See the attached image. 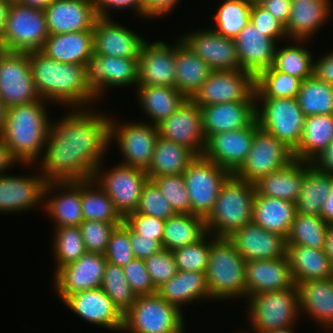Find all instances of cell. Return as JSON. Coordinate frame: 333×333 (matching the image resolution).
<instances>
[{"label":"cell","mask_w":333,"mask_h":333,"mask_svg":"<svg viewBox=\"0 0 333 333\" xmlns=\"http://www.w3.org/2000/svg\"><path fill=\"white\" fill-rule=\"evenodd\" d=\"M98 17L110 18L109 9H133L136 16L144 18L142 0H92Z\"/></svg>","instance_id":"be15d7a7"},{"label":"cell","mask_w":333,"mask_h":333,"mask_svg":"<svg viewBox=\"0 0 333 333\" xmlns=\"http://www.w3.org/2000/svg\"><path fill=\"white\" fill-rule=\"evenodd\" d=\"M252 3L248 0H225L213 15L216 33L235 39L239 32L250 22Z\"/></svg>","instance_id":"c3c4849f"},{"label":"cell","mask_w":333,"mask_h":333,"mask_svg":"<svg viewBox=\"0 0 333 333\" xmlns=\"http://www.w3.org/2000/svg\"><path fill=\"white\" fill-rule=\"evenodd\" d=\"M333 141V115L305 117L302 138L295 159L310 162Z\"/></svg>","instance_id":"b9f144b4"},{"label":"cell","mask_w":333,"mask_h":333,"mask_svg":"<svg viewBox=\"0 0 333 333\" xmlns=\"http://www.w3.org/2000/svg\"><path fill=\"white\" fill-rule=\"evenodd\" d=\"M130 242L134 258L146 259L163 249L162 244L153 237H143L130 227Z\"/></svg>","instance_id":"e7e4bbea"},{"label":"cell","mask_w":333,"mask_h":333,"mask_svg":"<svg viewBox=\"0 0 333 333\" xmlns=\"http://www.w3.org/2000/svg\"><path fill=\"white\" fill-rule=\"evenodd\" d=\"M101 288L124 315L136 301V295L126 280L121 266L107 262Z\"/></svg>","instance_id":"816d5d0a"},{"label":"cell","mask_w":333,"mask_h":333,"mask_svg":"<svg viewBox=\"0 0 333 333\" xmlns=\"http://www.w3.org/2000/svg\"><path fill=\"white\" fill-rule=\"evenodd\" d=\"M175 43V88L188 100L199 91L212 70L180 38Z\"/></svg>","instance_id":"836d02e7"},{"label":"cell","mask_w":333,"mask_h":333,"mask_svg":"<svg viewBox=\"0 0 333 333\" xmlns=\"http://www.w3.org/2000/svg\"><path fill=\"white\" fill-rule=\"evenodd\" d=\"M254 184L231 174L223 183L212 211L204 219L207 233L229 237L252 222Z\"/></svg>","instance_id":"277c9868"},{"label":"cell","mask_w":333,"mask_h":333,"mask_svg":"<svg viewBox=\"0 0 333 333\" xmlns=\"http://www.w3.org/2000/svg\"><path fill=\"white\" fill-rule=\"evenodd\" d=\"M255 134V120L247 127L211 135L203 157L235 174L248 157Z\"/></svg>","instance_id":"d6986e66"},{"label":"cell","mask_w":333,"mask_h":333,"mask_svg":"<svg viewBox=\"0 0 333 333\" xmlns=\"http://www.w3.org/2000/svg\"><path fill=\"white\" fill-rule=\"evenodd\" d=\"M135 213L154 216L164 220L176 214L170 203L151 179H148L143 186L139 205Z\"/></svg>","instance_id":"11a10c76"},{"label":"cell","mask_w":333,"mask_h":333,"mask_svg":"<svg viewBox=\"0 0 333 333\" xmlns=\"http://www.w3.org/2000/svg\"><path fill=\"white\" fill-rule=\"evenodd\" d=\"M212 71L239 70L235 39L226 38L211 28L199 29L179 37Z\"/></svg>","instance_id":"ffe728a7"},{"label":"cell","mask_w":333,"mask_h":333,"mask_svg":"<svg viewBox=\"0 0 333 333\" xmlns=\"http://www.w3.org/2000/svg\"><path fill=\"white\" fill-rule=\"evenodd\" d=\"M246 261L228 237L211 234L206 284L211 299L246 298Z\"/></svg>","instance_id":"5b68a950"},{"label":"cell","mask_w":333,"mask_h":333,"mask_svg":"<svg viewBox=\"0 0 333 333\" xmlns=\"http://www.w3.org/2000/svg\"><path fill=\"white\" fill-rule=\"evenodd\" d=\"M53 234V256L57 263L55 271L87 252L79 226L56 227Z\"/></svg>","instance_id":"f907efd6"},{"label":"cell","mask_w":333,"mask_h":333,"mask_svg":"<svg viewBox=\"0 0 333 333\" xmlns=\"http://www.w3.org/2000/svg\"><path fill=\"white\" fill-rule=\"evenodd\" d=\"M321 217L326 221L328 225L333 224V187L328 195V198L323 203Z\"/></svg>","instance_id":"8c879c8a"},{"label":"cell","mask_w":333,"mask_h":333,"mask_svg":"<svg viewBox=\"0 0 333 333\" xmlns=\"http://www.w3.org/2000/svg\"><path fill=\"white\" fill-rule=\"evenodd\" d=\"M124 221L143 237H153L162 244L166 220L140 213L129 214Z\"/></svg>","instance_id":"6125c7cd"},{"label":"cell","mask_w":333,"mask_h":333,"mask_svg":"<svg viewBox=\"0 0 333 333\" xmlns=\"http://www.w3.org/2000/svg\"><path fill=\"white\" fill-rule=\"evenodd\" d=\"M184 315L157 293L136 297L123 315V332L178 333L184 328Z\"/></svg>","instance_id":"52a82bcc"},{"label":"cell","mask_w":333,"mask_h":333,"mask_svg":"<svg viewBox=\"0 0 333 333\" xmlns=\"http://www.w3.org/2000/svg\"><path fill=\"white\" fill-rule=\"evenodd\" d=\"M118 225L109 222L84 220L79 228L83 236L87 252L104 255L111 233Z\"/></svg>","instance_id":"6f0895ef"},{"label":"cell","mask_w":333,"mask_h":333,"mask_svg":"<svg viewBox=\"0 0 333 333\" xmlns=\"http://www.w3.org/2000/svg\"><path fill=\"white\" fill-rule=\"evenodd\" d=\"M314 61L313 75L318 80L333 85V51Z\"/></svg>","instance_id":"003e7915"},{"label":"cell","mask_w":333,"mask_h":333,"mask_svg":"<svg viewBox=\"0 0 333 333\" xmlns=\"http://www.w3.org/2000/svg\"><path fill=\"white\" fill-rule=\"evenodd\" d=\"M144 18L154 19L167 15L174 10L181 0H142Z\"/></svg>","instance_id":"03108f58"},{"label":"cell","mask_w":333,"mask_h":333,"mask_svg":"<svg viewBox=\"0 0 333 333\" xmlns=\"http://www.w3.org/2000/svg\"><path fill=\"white\" fill-rule=\"evenodd\" d=\"M292 328H294V327H288V328H284V329L272 330V331L265 332V333H295L293 331L295 329H292Z\"/></svg>","instance_id":"b9fcfbb0"},{"label":"cell","mask_w":333,"mask_h":333,"mask_svg":"<svg viewBox=\"0 0 333 333\" xmlns=\"http://www.w3.org/2000/svg\"><path fill=\"white\" fill-rule=\"evenodd\" d=\"M333 187V175L316 171L305 161V176L295 202L297 213L321 216L323 203Z\"/></svg>","instance_id":"ab89813d"},{"label":"cell","mask_w":333,"mask_h":333,"mask_svg":"<svg viewBox=\"0 0 333 333\" xmlns=\"http://www.w3.org/2000/svg\"><path fill=\"white\" fill-rule=\"evenodd\" d=\"M302 80L272 66L255 78V98H297Z\"/></svg>","instance_id":"681fc988"},{"label":"cell","mask_w":333,"mask_h":333,"mask_svg":"<svg viewBox=\"0 0 333 333\" xmlns=\"http://www.w3.org/2000/svg\"><path fill=\"white\" fill-rule=\"evenodd\" d=\"M228 239L245 261L268 260L286 256V238L263 229L254 222L234 231Z\"/></svg>","instance_id":"d4e9b609"},{"label":"cell","mask_w":333,"mask_h":333,"mask_svg":"<svg viewBox=\"0 0 333 333\" xmlns=\"http://www.w3.org/2000/svg\"><path fill=\"white\" fill-rule=\"evenodd\" d=\"M41 52L61 63L85 65L94 52L93 30L49 35Z\"/></svg>","instance_id":"e575fe53"},{"label":"cell","mask_w":333,"mask_h":333,"mask_svg":"<svg viewBox=\"0 0 333 333\" xmlns=\"http://www.w3.org/2000/svg\"><path fill=\"white\" fill-rule=\"evenodd\" d=\"M207 234L204 218L194 214H175L164 225L162 247L169 251L198 242Z\"/></svg>","instance_id":"7bdbcfd3"},{"label":"cell","mask_w":333,"mask_h":333,"mask_svg":"<svg viewBox=\"0 0 333 333\" xmlns=\"http://www.w3.org/2000/svg\"><path fill=\"white\" fill-rule=\"evenodd\" d=\"M81 205L83 220L109 222L118 226L124 223L113 201L93 179L81 181Z\"/></svg>","instance_id":"ee69618b"},{"label":"cell","mask_w":333,"mask_h":333,"mask_svg":"<svg viewBox=\"0 0 333 333\" xmlns=\"http://www.w3.org/2000/svg\"><path fill=\"white\" fill-rule=\"evenodd\" d=\"M196 155L183 145L158 136L148 177L183 174Z\"/></svg>","instance_id":"60d3db41"},{"label":"cell","mask_w":333,"mask_h":333,"mask_svg":"<svg viewBox=\"0 0 333 333\" xmlns=\"http://www.w3.org/2000/svg\"><path fill=\"white\" fill-rule=\"evenodd\" d=\"M255 99L258 126L295 151L300 144L305 121L297 99L286 97ZM261 103L262 107L259 106Z\"/></svg>","instance_id":"9c48e42d"},{"label":"cell","mask_w":333,"mask_h":333,"mask_svg":"<svg viewBox=\"0 0 333 333\" xmlns=\"http://www.w3.org/2000/svg\"><path fill=\"white\" fill-rule=\"evenodd\" d=\"M44 13L49 35L93 30L98 18L92 0H53Z\"/></svg>","instance_id":"484cf974"},{"label":"cell","mask_w":333,"mask_h":333,"mask_svg":"<svg viewBox=\"0 0 333 333\" xmlns=\"http://www.w3.org/2000/svg\"><path fill=\"white\" fill-rule=\"evenodd\" d=\"M297 214L294 202L254 195L252 222L263 229L287 237Z\"/></svg>","instance_id":"8d00e7d4"},{"label":"cell","mask_w":333,"mask_h":333,"mask_svg":"<svg viewBox=\"0 0 333 333\" xmlns=\"http://www.w3.org/2000/svg\"><path fill=\"white\" fill-rule=\"evenodd\" d=\"M44 99L6 108L4 130L0 137L20 164L36 163L43 156L50 130ZM49 119V120H48Z\"/></svg>","instance_id":"3957f363"},{"label":"cell","mask_w":333,"mask_h":333,"mask_svg":"<svg viewBox=\"0 0 333 333\" xmlns=\"http://www.w3.org/2000/svg\"><path fill=\"white\" fill-rule=\"evenodd\" d=\"M240 70L252 74L255 78L273 64L278 43L264 36L251 21L242 28L235 38Z\"/></svg>","instance_id":"f1b7e54d"},{"label":"cell","mask_w":333,"mask_h":333,"mask_svg":"<svg viewBox=\"0 0 333 333\" xmlns=\"http://www.w3.org/2000/svg\"><path fill=\"white\" fill-rule=\"evenodd\" d=\"M49 36L44 10L11 2L0 49L12 52L41 51Z\"/></svg>","instance_id":"ba28073f"},{"label":"cell","mask_w":333,"mask_h":333,"mask_svg":"<svg viewBox=\"0 0 333 333\" xmlns=\"http://www.w3.org/2000/svg\"><path fill=\"white\" fill-rule=\"evenodd\" d=\"M310 164L316 171L333 175V141Z\"/></svg>","instance_id":"89a4df30"},{"label":"cell","mask_w":333,"mask_h":333,"mask_svg":"<svg viewBox=\"0 0 333 333\" xmlns=\"http://www.w3.org/2000/svg\"><path fill=\"white\" fill-rule=\"evenodd\" d=\"M250 21L258 27L264 36L273 39L275 42L288 39L285 25L260 4H252Z\"/></svg>","instance_id":"94428289"},{"label":"cell","mask_w":333,"mask_h":333,"mask_svg":"<svg viewBox=\"0 0 333 333\" xmlns=\"http://www.w3.org/2000/svg\"><path fill=\"white\" fill-rule=\"evenodd\" d=\"M110 120V145L117 142L123 160L120 164L147 170L158 139V128L150 122L120 123Z\"/></svg>","instance_id":"8fae6325"},{"label":"cell","mask_w":333,"mask_h":333,"mask_svg":"<svg viewBox=\"0 0 333 333\" xmlns=\"http://www.w3.org/2000/svg\"><path fill=\"white\" fill-rule=\"evenodd\" d=\"M122 268L127 282L137 297L157 293V289L147 272L144 259L134 258Z\"/></svg>","instance_id":"91938a15"},{"label":"cell","mask_w":333,"mask_h":333,"mask_svg":"<svg viewBox=\"0 0 333 333\" xmlns=\"http://www.w3.org/2000/svg\"><path fill=\"white\" fill-rule=\"evenodd\" d=\"M157 294L180 311L182 304L195 300L211 299L206 284L205 273L178 271L169 281L157 289ZM198 300V301H197Z\"/></svg>","instance_id":"74e56055"},{"label":"cell","mask_w":333,"mask_h":333,"mask_svg":"<svg viewBox=\"0 0 333 333\" xmlns=\"http://www.w3.org/2000/svg\"><path fill=\"white\" fill-rule=\"evenodd\" d=\"M300 313L333 331V278L296 283ZM320 324V326H319Z\"/></svg>","instance_id":"4dcf8cb0"},{"label":"cell","mask_w":333,"mask_h":333,"mask_svg":"<svg viewBox=\"0 0 333 333\" xmlns=\"http://www.w3.org/2000/svg\"><path fill=\"white\" fill-rule=\"evenodd\" d=\"M136 90L139 106L154 126L172 115L187 100L175 87L137 85Z\"/></svg>","instance_id":"f35d334b"},{"label":"cell","mask_w":333,"mask_h":333,"mask_svg":"<svg viewBox=\"0 0 333 333\" xmlns=\"http://www.w3.org/2000/svg\"><path fill=\"white\" fill-rule=\"evenodd\" d=\"M325 252L333 264V224H329Z\"/></svg>","instance_id":"11e5206c"},{"label":"cell","mask_w":333,"mask_h":333,"mask_svg":"<svg viewBox=\"0 0 333 333\" xmlns=\"http://www.w3.org/2000/svg\"><path fill=\"white\" fill-rule=\"evenodd\" d=\"M255 77L243 70L212 71L191 99L200 106L226 102H256Z\"/></svg>","instance_id":"9a60e30c"},{"label":"cell","mask_w":333,"mask_h":333,"mask_svg":"<svg viewBox=\"0 0 333 333\" xmlns=\"http://www.w3.org/2000/svg\"><path fill=\"white\" fill-rule=\"evenodd\" d=\"M284 25L290 16L291 0H263L259 3Z\"/></svg>","instance_id":"a7ac6f4b"},{"label":"cell","mask_w":333,"mask_h":333,"mask_svg":"<svg viewBox=\"0 0 333 333\" xmlns=\"http://www.w3.org/2000/svg\"><path fill=\"white\" fill-rule=\"evenodd\" d=\"M28 57L33 80L42 99L70 109L92 108L89 105L97 103L86 80L85 65L61 63L41 51L28 52Z\"/></svg>","instance_id":"7a4b0ae2"},{"label":"cell","mask_w":333,"mask_h":333,"mask_svg":"<svg viewBox=\"0 0 333 333\" xmlns=\"http://www.w3.org/2000/svg\"><path fill=\"white\" fill-rule=\"evenodd\" d=\"M296 99L305 117L333 115V85L314 75L302 81Z\"/></svg>","instance_id":"bcb514c9"},{"label":"cell","mask_w":333,"mask_h":333,"mask_svg":"<svg viewBox=\"0 0 333 333\" xmlns=\"http://www.w3.org/2000/svg\"><path fill=\"white\" fill-rule=\"evenodd\" d=\"M245 272L246 299L261 292L296 287L287 255L268 260L246 261Z\"/></svg>","instance_id":"83f0119b"},{"label":"cell","mask_w":333,"mask_h":333,"mask_svg":"<svg viewBox=\"0 0 333 333\" xmlns=\"http://www.w3.org/2000/svg\"><path fill=\"white\" fill-rule=\"evenodd\" d=\"M331 5V0H291L290 16L285 25L288 39H313L314 33L330 18Z\"/></svg>","instance_id":"1f68e13d"},{"label":"cell","mask_w":333,"mask_h":333,"mask_svg":"<svg viewBox=\"0 0 333 333\" xmlns=\"http://www.w3.org/2000/svg\"><path fill=\"white\" fill-rule=\"evenodd\" d=\"M55 189H59V192L62 189L60 195L54 192L50 197ZM43 203H45L43 204L44 210L52 221H55V227L80 226L84 221L81 205V181H47Z\"/></svg>","instance_id":"4316f807"},{"label":"cell","mask_w":333,"mask_h":333,"mask_svg":"<svg viewBox=\"0 0 333 333\" xmlns=\"http://www.w3.org/2000/svg\"><path fill=\"white\" fill-rule=\"evenodd\" d=\"M19 161L13 156L7 145L0 138V176L4 175L8 168L16 165Z\"/></svg>","instance_id":"2644e50d"},{"label":"cell","mask_w":333,"mask_h":333,"mask_svg":"<svg viewBox=\"0 0 333 333\" xmlns=\"http://www.w3.org/2000/svg\"><path fill=\"white\" fill-rule=\"evenodd\" d=\"M154 287L158 289L178 273L175 257L172 251L162 249L154 255L144 259Z\"/></svg>","instance_id":"680465c9"},{"label":"cell","mask_w":333,"mask_h":333,"mask_svg":"<svg viewBox=\"0 0 333 333\" xmlns=\"http://www.w3.org/2000/svg\"><path fill=\"white\" fill-rule=\"evenodd\" d=\"M210 237L211 234L207 233L198 242L172 251L178 271L202 272L206 274L211 249Z\"/></svg>","instance_id":"f5cc1de1"},{"label":"cell","mask_w":333,"mask_h":333,"mask_svg":"<svg viewBox=\"0 0 333 333\" xmlns=\"http://www.w3.org/2000/svg\"><path fill=\"white\" fill-rule=\"evenodd\" d=\"M294 151L275 136L258 126L255 119L254 140L248 157L235 175L247 182L255 183L266 176L290 164Z\"/></svg>","instance_id":"4fadbf2b"},{"label":"cell","mask_w":333,"mask_h":333,"mask_svg":"<svg viewBox=\"0 0 333 333\" xmlns=\"http://www.w3.org/2000/svg\"><path fill=\"white\" fill-rule=\"evenodd\" d=\"M70 111L50 124L39 162L46 181L91 180L110 145V116L90 108Z\"/></svg>","instance_id":"6da1fadb"},{"label":"cell","mask_w":333,"mask_h":333,"mask_svg":"<svg viewBox=\"0 0 333 333\" xmlns=\"http://www.w3.org/2000/svg\"><path fill=\"white\" fill-rule=\"evenodd\" d=\"M10 4L11 2L8 0H0V40L2 39L6 28Z\"/></svg>","instance_id":"753ad0ef"},{"label":"cell","mask_w":333,"mask_h":333,"mask_svg":"<svg viewBox=\"0 0 333 333\" xmlns=\"http://www.w3.org/2000/svg\"><path fill=\"white\" fill-rule=\"evenodd\" d=\"M0 99L6 108L42 99L33 80L27 52L0 49Z\"/></svg>","instance_id":"5bb4252c"},{"label":"cell","mask_w":333,"mask_h":333,"mask_svg":"<svg viewBox=\"0 0 333 333\" xmlns=\"http://www.w3.org/2000/svg\"><path fill=\"white\" fill-rule=\"evenodd\" d=\"M47 181L40 175H1L0 212L21 213L36 206H43Z\"/></svg>","instance_id":"603a6c76"},{"label":"cell","mask_w":333,"mask_h":333,"mask_svg":"<svg viewBox=\"0 0 333 333\" xmlns=\"http://www.w3.org/2000/svg\"><path fill=\"white\" fill-rule=\"evenodd\" d=\"M62 303L83 320L122 332L123 314L102 288L73 293Z\"/></svg>","instance_id":"44dd1931"},{"label":"cell","mask_w":333,"mask_h":333,"mask_svg":"<svg viewBox=\"0 0 333 333\" xmlns=\"http://www.w3.org/2000/svg\"><path fill=\"white\" fill-rule=\"evenodd\" d=\"M85 73L87 83L98 99L108 87L137 86L138 58H119L93 52L87 58Z\"/></svg>","instance_id":"2e32d148"},{"label":"cell","mask_w":333,"mask_h":333,"mask_svg":"<svg viewBox=\"0 0 333 333\" xmlns=\"http://www.w3.org/2000/svg\"><path fill=\"white\" fill-rule=\"evenodd\" d=\"M206 140L214 134L237 131L256 119V102H226L200 106Z\"/></svg>","instance_id":"f546056e"},{"label":"cell","mask_w":333,"mask_h":333,"mask_svg":"<svg viewBox=\"0 0 333 333\" xmlns=\"http://www.w3.org/2000/svg\"><path fill=\"white\" fill-rule=\"evenodd\" d=\"M328 227L321 216L297 213L286 237V245L325 249Z\"/></svg>","instance_id":"7dc6e473"},{"label":"cell","mask_w":333,"mask_h":333,"mask_svg":"<svg viewBox=\"0 0 333 333\" xmlns=\"http://www.w3.org/2000/svg\"><path fill=\"white\" fill-rule=\"evenodd\" d=\"M106 264L104 255L85 252L78 260L58 268L53 286L60 301L76 292L101 288Z\"/></svg>","instance_id":"e0dca14e"},{"label":"cell","mask_w":333,"mask_h":333,"mask_svg":"<svg viewBox=\"0 0 333 333\" xmlns=\"http://www.w3.org/2000/svg\"><path fill=\"white\" fill-rule=\"evenodd\" d=\"M286 255L295 283L333 278V264L325 249L287 245Z\"/></svg>","instance_id":"d590c367"},{"label":"cell","mask_w":333,"mask_h":333,"mask_svg":"<svg viewBox=\"0 0 333 333\" xmlns=\"http://www.w3.org/2000/svg\"><path fill=\"white\" fill-rule=\"evenodd\" d=\"M294 44L276 46L272 67L277 71L297 77L302 81L313 76L314 58L303 45L309 40H291ZM299 43V44H298ZM303 44V45H302ZM278 47V48H277Z\"/></svg>","instance_id":"f6af8a7d"},{"label":"cell","mask_w":333,"mask_h":333,"mask_svg":"<svg viewBox=\"0 0 333 333\" xmlns=\"http://www.w3.org/2000/svg\"><path fill=\"white\" fill-rule=\"evenodd\" d=\"M158 135L185 146L196 156H202L206 138L202 129L200 107L186 100L172 115L157 125Z\"/></svg>","instance_id":"ac0fdd59"},{"label":"cell","mask_w":333,"mask_h":333,"mask_svg":"<svg viewBox=\"0 0 333 333\" xmlns=\"http://www.w3.org/2000/svg\"><path fill=\"white\" fill-rule=\"evenodd\" d=\"M145 41L138 57L137 85L175 87V45Z\"/></svg>","instance_id":"7402d4cb"},{"label":"cell","mask_w":333,"mask_h":333,"mask_svg":"<svg viewBox=\"0 0 333 333\" xmlns=\"http://www.w3.org/2000/svg\"><path fill=\"white\" fill-rule=\"evenodd\" d=\"M250 3L252 4H259L261 3L263 0H248Z\"/></svg>","instance_id":"09005b40"},{"label":"cell","mask_w":333,"mask_h":333,"mask_svg":"<svg viewBox=\"0 0 333 333\" xmlns=\"http://www.w3.org/2000/svg\"><path fill=\"white\" fill-rule=\"evenodd\" d=\"M146 40L111 17H98L93 27L94 52L119 58H138Z\"/></svg>","instance_id":"cb8c5ba5"},{"label":"cell","mask_w":333,"mask_h":333,"mask_svg":"<svg viewBox=\"0 0 333 333\" xmlns=\"http://www.w3.org/2000/svg\"><path fill=\"white\" fill-rule=\"evenodd\" d=\"M248 298V320L254 333L294 327L299 315V301L296 287L281 291H266ZM252 331V333H253ZM250 333V332H248Z\"/></svg>","instance_id":"8992f818"},{"label":"cell","mask_w":333,"mask_h":333,"mask_svg":"<svg viewBox=\"0 0 333 333\" xmlns=\"http://www.w3.org/2000/svg\"><path fill=\"white\" fill-rule=\"evenodd\" d=\"M230 175L229 171L216 163L203 156H196L183 172L190 196L191 214L205 219L212 211L223 183Z\"/></svg>","instance_id":"7c38bea8"},{"label":"cell","mask_w":333,"mask_h":333,"mask_svg":"<svg viewBox=\"0 0 333 333\" xmlns=\"http://www.w3.org/2000/svg\"><path fill=\"white\" fill-rule=\"evenodd\" d=\"M305 176V161L293 160L276 172L262 176L254 184L255 194L296 202Z\"/></svg>","instance_id":"d6a6232c"},{"label":"cell","mask_w":333,"mask_h":333,"mask_svg":"<svg viewBox=\"0 0 333 333\" xmlns=\"http://www.w3.org/2000/svg\"><path fill=\"white\" fill-rule=\"evenodd\" d=\"M53 0H16V2L31 8L45 10Z\"/></svg>","instance_id":"34e18365"},{"label":"cell","mask_w":333,"mask_h":333,"mask_svg":"<svg viewBox=\"0 0 333 333\" xmlns=\"http://www.w3.org/2000/svg\"><path fill=\"white\" fill-rule=\"evenodd\" d=\"M184 329H186L185 327L184 328H182L178 333H184L185 332V330Z\"/></svg>","instance_id":"979ff035"},{"label":"cell","mask_w":333,"mask_h":333,"mask_svg":"<svg viewBox=\"0 0 333 333\" xmlns=\"http://www.w3.org/2000/svg\"><path fill=\"white\" fill-rule=\"evenodd\" d=\"M101 166L103 162L95 170L92 179L110 197L125 219L137 210L143 186L149 179L148 174L145 170L120 162L107 171Z\"/></svg>","instance_id":"30bf717a"},{"label":"cell","mask_w":333,"mask_h":333,"mask_svg":"<svg viewBox=\"0 0 333 333\" xmlns=\"http://www.w3.org/2000/svg\"><path fill=\"white\" fill-rule=\"evenodd\" d=\"M149 179L157 185L176 214H191L190 196L183 174L162 175Z\"/></svg>","instance_id":"db71d44e"},{"label":"cell","mask_w":333,"mask_h":333,"mask_svg":"<svg viewBox=\"0 0 333 333\" xmlns=\"http://www.w3.org/2000/svg\"><path fill=\"white\" fill-rule=\"evenodd\" d=\"M5 117H6V107L3 104V101L0 99V137L2 136L4 130Z\"/></svg>","instance_id":"2a66077c"},{"label":"cell","mask_w":333,"mask_h":333,"mask_svg":"<svg viewBox=\"0 0 333 333\" xmlns=\"http://www.w3.org/2000/svg\"><path fill=\"white\" fill-rule=\"evenodd\" d=\"M104 256L107 262L121 267L134 259L130 242V226L125 221L116 226L111 233Z\"/></svg>","instance_id":"9f6ffc18"}]
</instances>
